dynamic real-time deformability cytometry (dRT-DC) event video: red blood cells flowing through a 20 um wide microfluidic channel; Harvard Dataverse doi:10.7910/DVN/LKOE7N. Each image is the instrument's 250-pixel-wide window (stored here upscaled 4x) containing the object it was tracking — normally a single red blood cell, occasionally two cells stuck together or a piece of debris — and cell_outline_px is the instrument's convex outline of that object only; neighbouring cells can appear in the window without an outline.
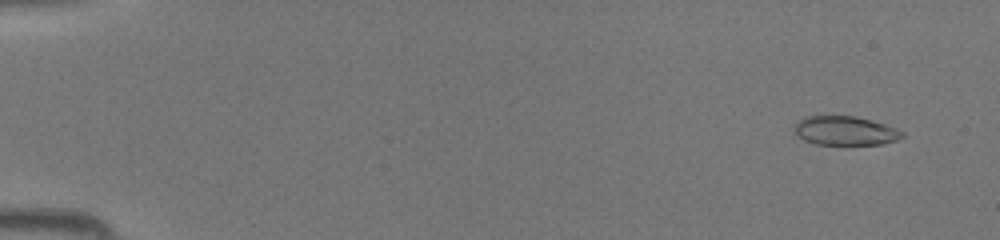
{"species": "common noctule bat (a hibernating species)", "species_latin": "Nyctalus noctula", "temperature_condition": "room temperature", "stored_images_in_passage": 44, "camera_frame_rate_fps": 3000, "um_per_image_px": 0.085, "animal": {"sex": "female", "body_mass_g": 19.5, "forearm_length_mm": 54.1}, "frame": {"image": 1, "passage_image": 3, "time_ms": 0.667, "image_size_px": [1000, 240], "cell_outline_px": [[904, 136], [896, 140], [880, 144], [816, 144], [804, 140], [796, 132], [796, 120], [804, 116], [856, 116], [884, 124], [904, 132]], "centroid_in_image_um": [71.83, 11.1], "position_along_channel_um": 13.2, "area_um2": 17.98}}
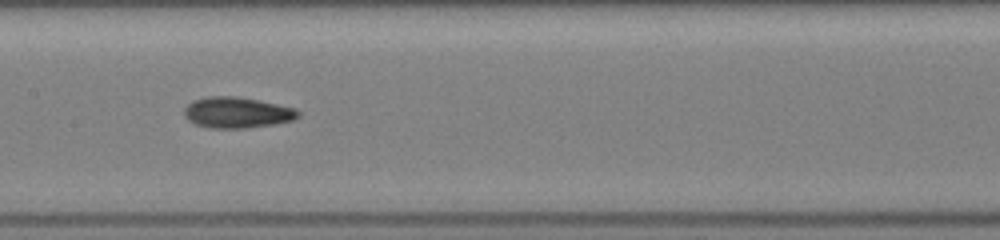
{"frame": {"image": 2, "passage_image": 23, "time_ms": 7.333, "image_size_px": [1000, 240], "cell_outline_px": [[300, 116], [292, 120], [276, 124], [248, 128], [208, 128], [196, 124], [188, 120], [184, 116], [184, 108], [192, 100], [204, 96], [236, 96], [260, 100], [296, 108], [300, 112]], "centroid_in_image_um": [20.15, 9.56], "position_along_channel_um": 187.3, "area_um2": 20.87}}
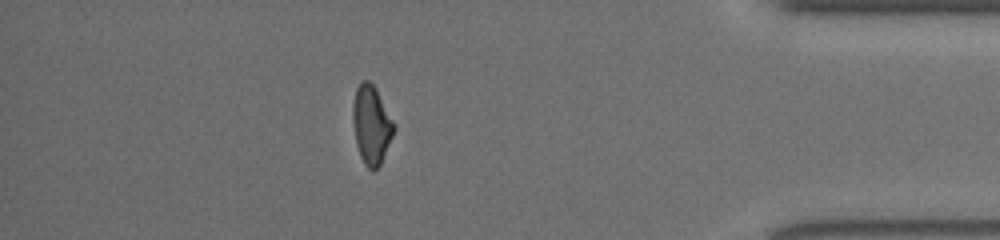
{"frame": {"image": 3, "passage_image": 39, "time_ms": 12.667, "image_size_px": [1000, 240], "cell_outline_px": [[396, 128], [380, 164], [372, 172], [364, 164], [360, 156], [356, 144], [352, 120], [352, 104], [356, 88], [360, 80], [368, 80], [376, 88]], "centroid_in_image_um": [31.54, 10.59], "position_along_channel_um": 403.7, "area_um2": 18.79}}